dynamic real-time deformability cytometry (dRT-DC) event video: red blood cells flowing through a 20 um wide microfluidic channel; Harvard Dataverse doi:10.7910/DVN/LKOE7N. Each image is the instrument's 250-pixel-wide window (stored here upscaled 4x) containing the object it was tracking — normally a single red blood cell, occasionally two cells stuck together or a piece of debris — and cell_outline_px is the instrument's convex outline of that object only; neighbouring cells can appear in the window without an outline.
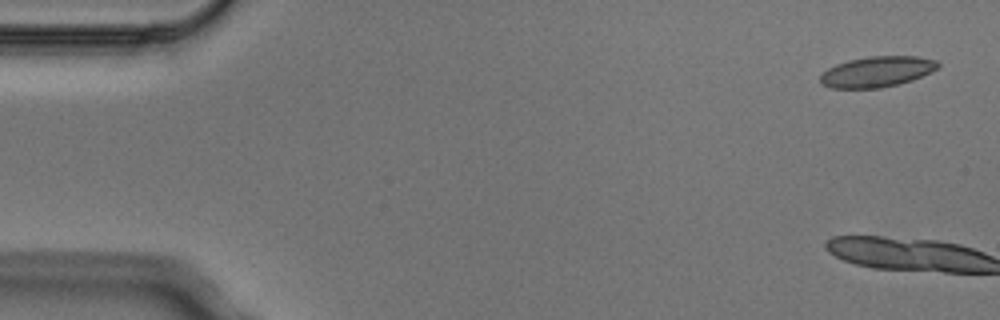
{"species": "Egyptian fruit bat (a non-hibernating species)", "species_latin": "Rousettus aegyptiacus", "temperature_condition": "cold", "stored_images_in_passage": 6, "camera_frame_rate_fps": 3000, "um_per_image_px": 0.085, "animal": {"sex": "male"}, "frame": {"image": 1, "passage_image": 1, "time_ms": 0.0, "image_size_px": [1000, 320], "cell_outline_px": [[940, 68], [932, 72], [912, 80], [880, 88], [832, 88], [824, 84], [820, 80], [820, 76], [828, 68], [836, 64], [848, 60], [868, 56], [916, 56], [936, 60], [940, 64]], "centroid_in_image_um": [74.58, 6.08], "position_along_channel_um": 10.4, "area_um2": 20.98}}